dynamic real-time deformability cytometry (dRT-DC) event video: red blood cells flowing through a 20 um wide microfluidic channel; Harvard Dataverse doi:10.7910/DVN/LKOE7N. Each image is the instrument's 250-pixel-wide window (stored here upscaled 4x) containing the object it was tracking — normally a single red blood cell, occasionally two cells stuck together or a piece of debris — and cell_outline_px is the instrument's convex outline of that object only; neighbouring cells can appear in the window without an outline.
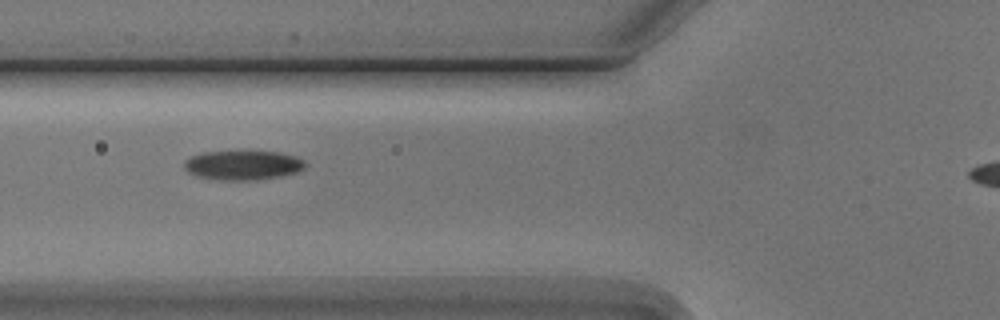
{"species": "Egyptian fruit bat (a non-hibernating species)", "species_latin": "Rousettus aegyptiacus", "temperature_condition": "cold", "stored_images_in_passage": 5, "camera_frame_rate_fps": 3000, "um_per_image_px": 0.085, "animal": {"sex": "male"}, "frame": {"image": 1, "passage_image": 5, "time_ms": 4.667, "image_size_px": [1000, 320], "cell_outline_px": [[308, 164], [304, 168], [296, 172], [280, 176], [256, 180], [220, 180], [196, 176], [188, 172], [184, 168], [184, 160], [192, 156], [204, 152], [248, 148], [280, 152], [296, 156], [304, 160]], "centroid_in_image_um": [20.66, 13.98], "position_along_channel_um": 105.1, "area_um2": 21.79}}